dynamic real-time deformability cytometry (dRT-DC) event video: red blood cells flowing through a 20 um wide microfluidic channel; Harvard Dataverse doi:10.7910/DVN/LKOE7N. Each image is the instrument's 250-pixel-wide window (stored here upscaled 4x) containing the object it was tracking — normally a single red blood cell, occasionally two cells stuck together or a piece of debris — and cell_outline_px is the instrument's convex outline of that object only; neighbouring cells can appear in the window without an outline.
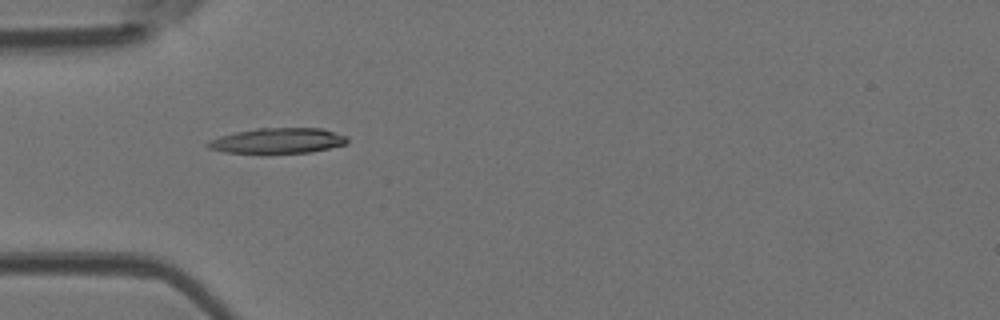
{"species": "Egyptian fruit bat (a non-hibernating species)", "species_latin": "Rousettus aegyptiacus", "temperature_condition": "room temperature", "stored_images_in_passage": 6, "camera_frame_rate_fps": 3000, "um_per_image_px": 0.085, "animal": {"sex": "female"}, "frame": {"image": 1, "passage_image": 2, "time_ms": 0.333, "image_size_px": [1000, 320], "cell_outline_px": [[348, 144], [312, 152], [224, 152], [208, 148], [204, 144], [220, 136], [236, 132], [256, 128], [320, 128], [348, 136]], "centroid_in_image_um": [23.66, 11.95], "position_along_channel_um": 61.3, "area_um2": 20.35}}
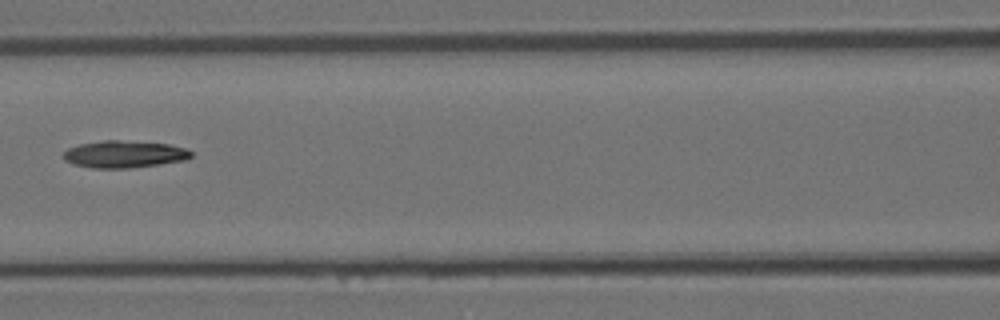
{"frame": {"image": 2, "passage_image": 4, "time_ms": 1.0, "image_size_px": [1000, 320], "cell_outline_px": [[192, 156], [188, 160], [160, 164], [128, 168], [92, 168], [72, 164], [64, 160], [64, 152], [68, 148], [80, 144], [104, 140], [120, 140], [168, 144], [184, 148], [192, 152]], "centroid_in_image_um": [10.56, 13.11], "position_along_channel_um": 156.0, "area_um2": 20.17}}
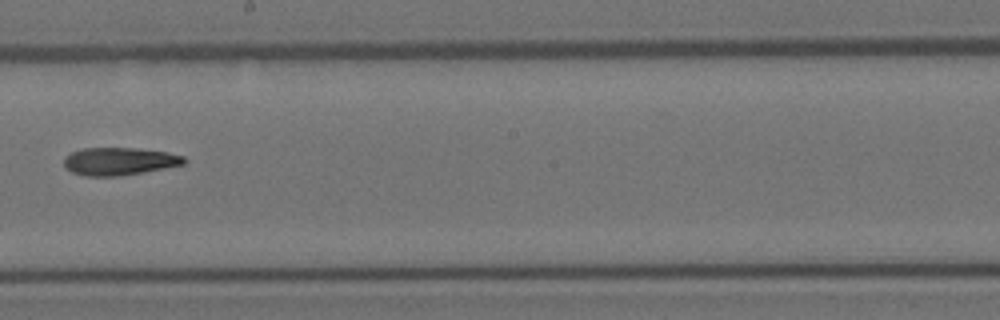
{"frame": {"image": 3, "passage_image": 6, "time_ms": 1.667, "image_size_px": [1000, 320], "cell_outline_px": [[188, 160], [184, 164], [144, 172], [116, 176], [84, 176], [72, 172], [64, 168], [64, 156], [72, 152], [84, 148], [136, 148], [168, 152], [184, 156]], "centroid_in_image_um": [10.13, 13.71], "position_along_channel_um": 238.1, "area_um2": 19.48}}